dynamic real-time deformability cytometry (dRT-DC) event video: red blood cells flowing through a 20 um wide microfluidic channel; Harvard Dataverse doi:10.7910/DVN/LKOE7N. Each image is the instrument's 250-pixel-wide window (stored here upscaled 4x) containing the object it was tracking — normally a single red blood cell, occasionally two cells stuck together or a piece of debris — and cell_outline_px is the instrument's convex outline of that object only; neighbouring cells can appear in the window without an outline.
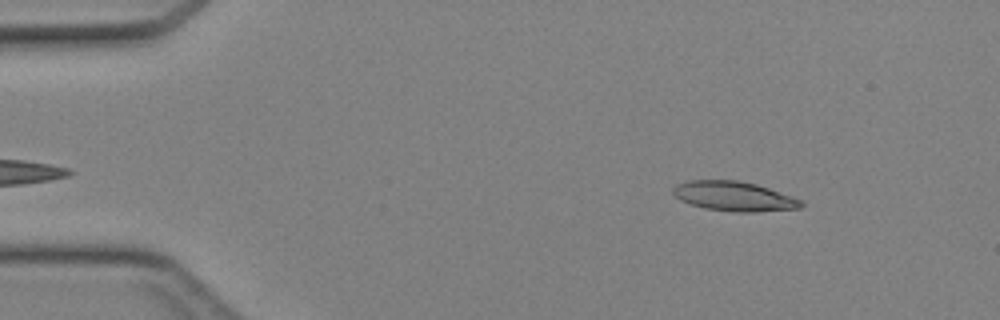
{"species": "Egyptian fruit bat (a non-hibernating species)", "species_latin": "Rousettus aegyptiacus", "temperature_condition": "cold", "stored_images_in_passage": 43, "camera_frame_rate_fps": 3000, "um_per_image_px": 0.085, "animal": {"sex": "female"}, "frame": {"image": 1, "passage_image": 4, "time_ms": 1.0, "image_size_px": [1000, 320], "cell_outline_px": [[804, 204], [800, 208], [756, 212], [732, 212], [704, 208], [680, 200], [672, 192], [672, 188], [676, 184], [688, 180], [736, 180], [756, 184], [804, 200]], "centroid_in_image_um": [62.4, 16.68], "position_along_channel_um": 22.6, "area_um2": 22.2}}
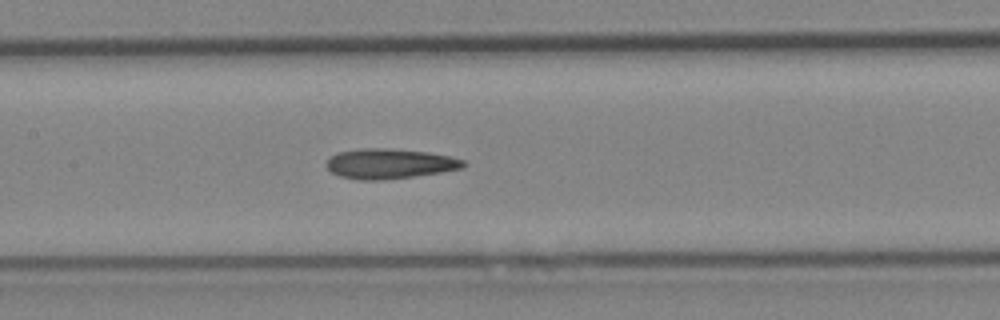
{"frame": {"image": 2, "passage_image": 20, "time_ms": 6.333, "image_size_px": [1000, 320], "cell_outline_px": [[464, 168], [440, 172], [412, 176], [380, 180], [356, 180], [340, 176], [332, 172], [328, 168], [328, 156], [336, 152], [360, 148], [388, 148], [428, 152], [448, 156], [464, 160]], "centroid_in_image_um": [33.07, 13.9], "position_along_channel_um": 174.3, "area_um2": 23.87}}
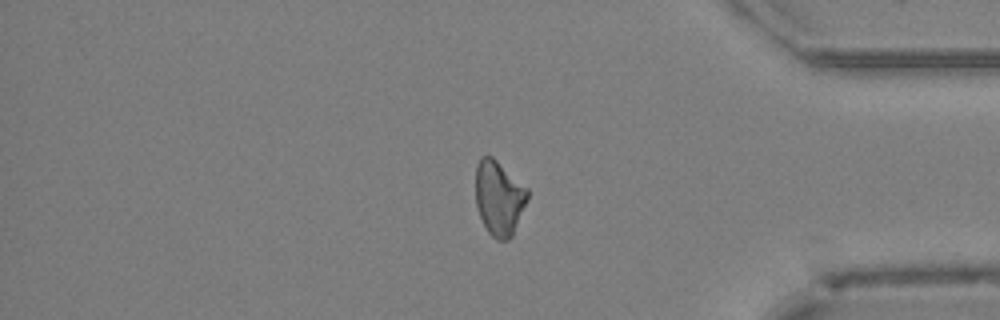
{"frame": {"image": 3, "passage_image": 36, "time_ms": 11.667, "image_size_px": [1000, 320], "cell_outline_px": [[528, 196], [512, 236], [508, 240], [496, 240], [488, 232], [476, 208], [476, 164], [480, 156], [492, 156], [528, 188]], "centroid_in_image_um": [42.4, 16.81], "position_along_channel_um": 392.8, "area_um2": 22.48}}